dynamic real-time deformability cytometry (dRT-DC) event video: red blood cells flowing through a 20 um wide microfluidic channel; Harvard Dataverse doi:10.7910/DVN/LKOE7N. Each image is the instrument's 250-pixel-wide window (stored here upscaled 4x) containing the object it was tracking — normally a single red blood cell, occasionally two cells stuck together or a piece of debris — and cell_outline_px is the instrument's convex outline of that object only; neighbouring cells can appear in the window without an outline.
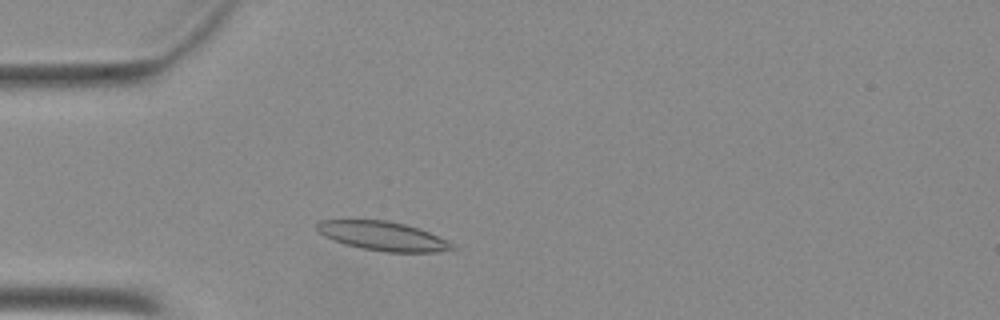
{"species": "Egyptian fruit bat (a non-hibernating species)", "species_latin": "Rousettus aegyptiacus", "temperature_condition": "warm", "stored_images_in_passage": 40, "camera_frame_rate_fps": 3000, "um_per_image_px": 0.085, "animal": {"sex": "female"}, "frame": {"image": 1, "passage_image": 7, "time_ms": 2.0, "image_size_px": [1000, 320], "cell_outline_px": [[456, 248], [436, 252], [384, 252], [360, 248], [344, 244], [332, 240], [324, 236], [316, 228], [316, 224], [320, 220], [384, 220], [404, 224], [428, 232], [452, 244]], "centroid_in_image_um": [32.47, 20.07], "position_along_channel_um": 52.5, "area_um2": 22.6}}
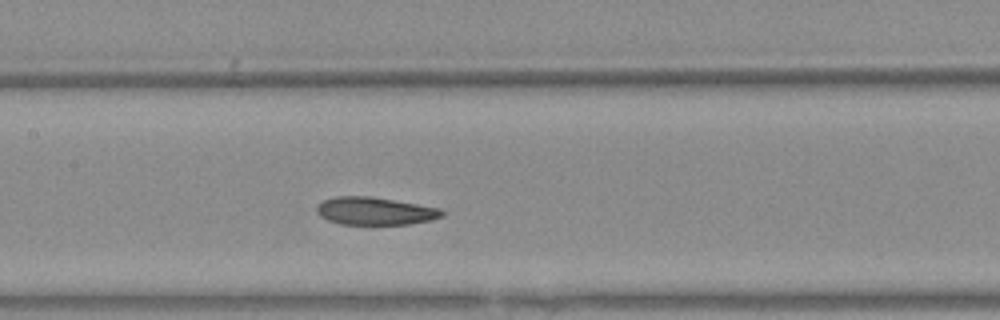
{"frame": {"image": 2, "passage_image": 17, "time_ms": 5.333, "image_size_px": [1000, 320], "cell_outline_px": [[444, 216], [432, 220], [408, 224], [340, 224], [328, 220], [320, 216], [316, 212], [316, 208], [324, 200], [336, 196], [372, 196], [440, 208], [444, 212]], "centroid_in_image_um": [31.89, 17.94], "position_along_channel_um": 175.5, "area_um2": 20.23}}
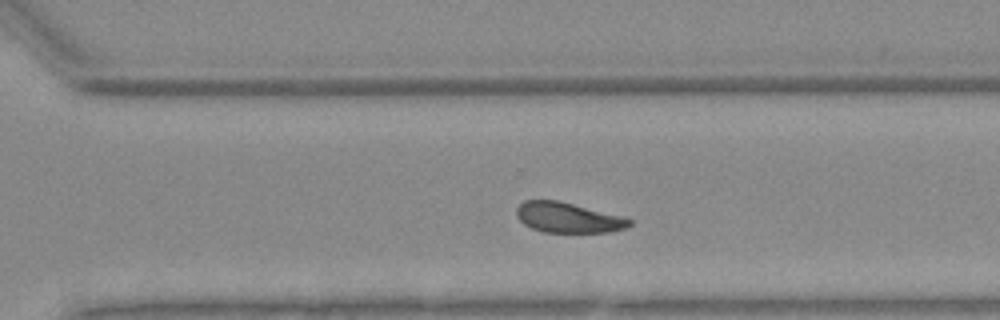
{"frame": {"image": 3, "passage_image": 28, "time_ms": 9.0, "image_size_px": [1000, 320], "cell_outline_px": [[632, 224], [624, 228], [608, 232], [544, 232], [532, 228], [524, 224], [516, 216], [516, 208], [524, 200], [560, 200], [624, 216], [632, 220]], "centroid_in_image_um": [48.29, 18.48], "position_along_channel_um": 322.3, "area_um2": 20.06}}